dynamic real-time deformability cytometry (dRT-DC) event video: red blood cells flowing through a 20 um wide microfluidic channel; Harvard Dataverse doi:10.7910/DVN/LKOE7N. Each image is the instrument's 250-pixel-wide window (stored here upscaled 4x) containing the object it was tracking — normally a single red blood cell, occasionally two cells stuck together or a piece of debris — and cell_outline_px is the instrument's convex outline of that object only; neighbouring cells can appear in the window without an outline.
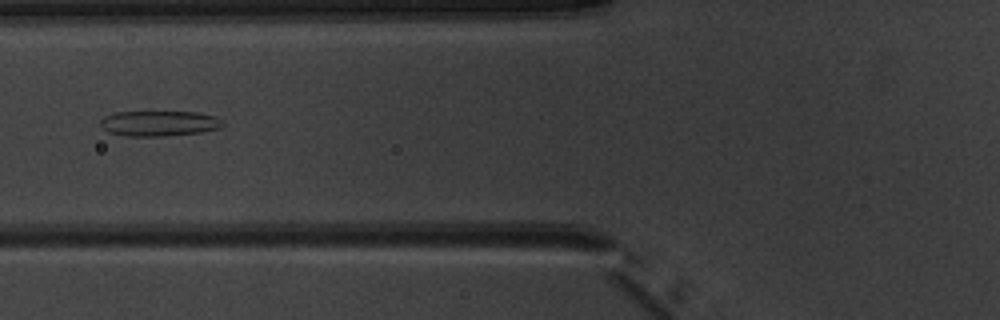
{"species": "common noctule bat (a hibernating species)", "species_latin": "Nyctalus noctula", "temperature_condition": "warm", "stored_images_in_passage": 7, "camera_frame_rate_fps": 3000, "um_per_image_px": 0.085, "animal": {"sex": "male", "body_mass_g": 20.1, "forearm_length_mm": 53.5}, "frame": {"image": 1, "passage_image": 6, "time_ms": 5.667, "image_size_px": [1000, 320], "cell_outline_px": [[224, 124], [220, 128], [200, 132], [164, 136], [128, 136], [108, 132], [100, 124], [100, 120], [104, 116], [116, 112], [196, 112], [216, 116], [224, 120]], "centroid_in_image_um": [13.55, 10.48], "position_along_channel_um": 112.2, "area_um2": 18.09}}
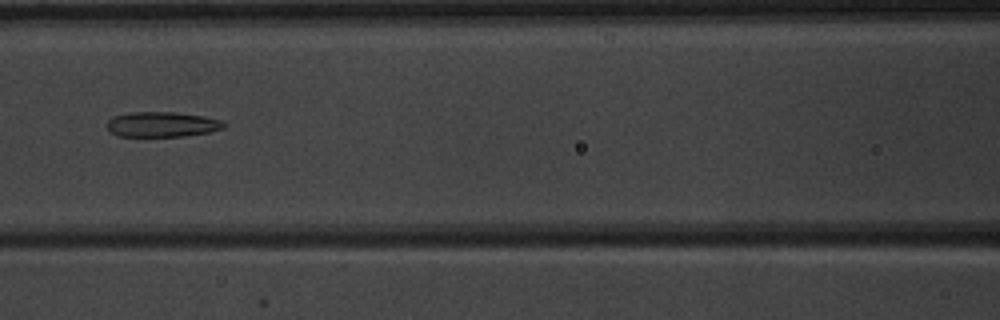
{"frame": {"image": 2, "passage_image": 7, "time_ms": 6.667, "image_size_px": [1000, 320], "cell_outline_px": [[224, 128], [208, 132], [180, 136], [116, 136], [108, 132], [108, 120], [112, 116], [132, 112], [176, 112], [204, 116], [220, 120], [224, 124]], "centroid_in_image_um": [13.72, 10.57], "position_along_channel_um": 152.9, "area_um2": 17.05}}